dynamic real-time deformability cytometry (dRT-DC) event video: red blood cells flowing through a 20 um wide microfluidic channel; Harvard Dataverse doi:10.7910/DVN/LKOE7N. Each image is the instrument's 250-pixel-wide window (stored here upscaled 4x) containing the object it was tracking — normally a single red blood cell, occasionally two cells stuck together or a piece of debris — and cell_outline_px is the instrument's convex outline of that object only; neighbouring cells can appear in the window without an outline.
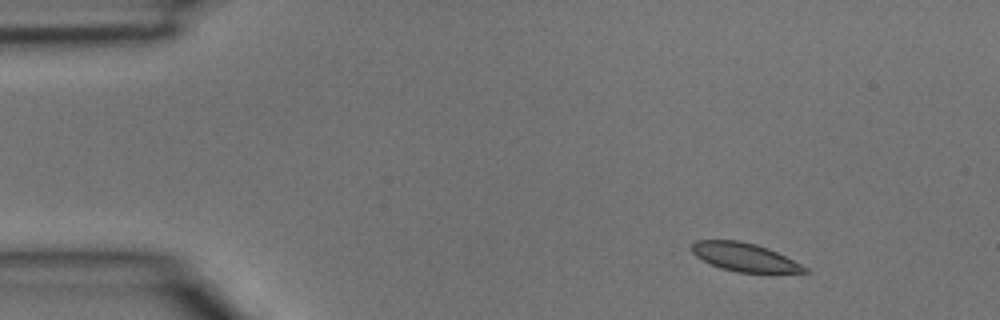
{"species": "common noctule bat (a hibernating species)", "species_latin": "Nyctalus noctula", "temperature_condition": "room temperature", "stored_images_in_passage": 3, "segment_of_instrument_passage": [1, 2], "camera_frame_rate_fps": 3000, "um_per_image_px": 0.085, "animal": {"sex": "male", "body_mass_g": 15.6}, "frame": {"image": 1, "passage_image": 1, "time_ms": 0.0, "image_size_px": [1000, 320], "cell_outline_px": [[812, 272], [736, 272], [720, 268], [696, 256], [692, 252], [692, 244], [696, 240], [740, 240], [756, 244], [768, 248], [808, 268]], "centroid_in_image_um": [63.26, 21.84], "position_along_channel_um": 21.7, "area_um2": 18.38}}